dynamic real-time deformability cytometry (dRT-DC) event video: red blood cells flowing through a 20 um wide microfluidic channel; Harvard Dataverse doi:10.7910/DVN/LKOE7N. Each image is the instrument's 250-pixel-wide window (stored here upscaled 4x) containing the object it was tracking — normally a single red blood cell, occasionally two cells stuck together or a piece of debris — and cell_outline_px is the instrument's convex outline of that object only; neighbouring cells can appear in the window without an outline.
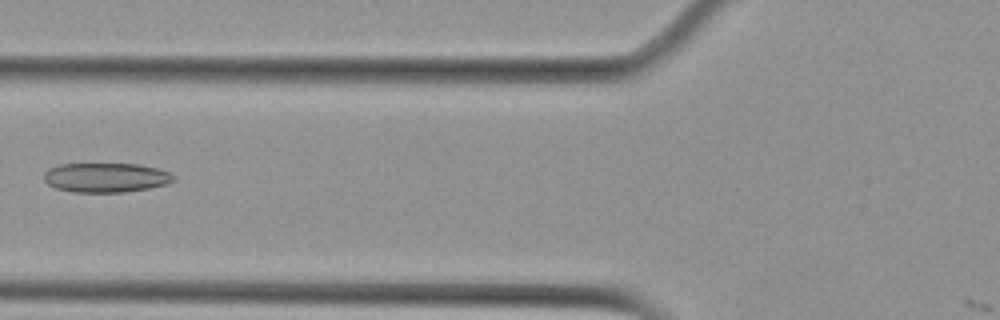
{"species": "Egyptian fruit bat (a non-hibernating species)", "species_latin": "Rousettus aegyptiacus", "temperature_condition": "cold", "stored_images_in_passage": 5, "camera_frame_rate_fps": 3000, "um_per_image_px": 0.085, "animal": {"sex": "female"}, "frame": {"image": 1, "passage_image": 5, "time_ms": 6.0, "image_size_px": [1000, 320], "cell_outline_px": [[176, 180], [168, 184], [148, 188], [124, 192], [72, 192], [56, 188], [48, 184], [44, 180], [44, 172], [48, 168], [60, 164], [140, 164], [160, 168], [176, 176]], "centroid_in_image_um": [9.03, 15.09], "position_along_channel_um": 116.8, "area_um2": 22.48}}